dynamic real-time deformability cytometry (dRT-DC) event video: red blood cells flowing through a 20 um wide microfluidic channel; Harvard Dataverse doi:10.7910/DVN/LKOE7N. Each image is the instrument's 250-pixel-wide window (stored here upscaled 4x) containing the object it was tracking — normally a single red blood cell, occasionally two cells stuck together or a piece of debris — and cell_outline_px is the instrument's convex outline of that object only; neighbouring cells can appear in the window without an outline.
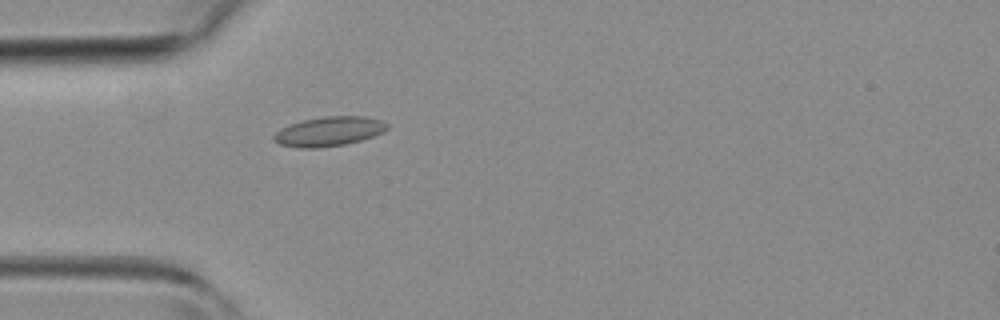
{"species": "common noctule bat (a hibernating species)", "species_latin": "Nyctalus noctula", "temperature_condition": "room temperature", "stored_images_in_passage": 4, "camera_frame_rate_fps": 3000, "um_per_image_px": 0.085, "animal": {"sex": "female", "body_mass_g": 19.3, "forearm_length_mm": 54.1}, "frame": {"image": 1, "passage_image": 4, "time_ms": 3.333, "image_size_px": [1000, 320], "cell_outline_px": [[388, 128], [384, 132], [360, 140], [344, 144], [316, 148], [300, 148], [280, 144], [272, 140], [272, 136], [280, 128], [304, 120], [324, 116], [364, 116], [380, 120], [388, 124]], "centroid_in_image_um": [27.95, 11.17], "position_along_channel_um": 57.1, "area_um2": 19.31}}